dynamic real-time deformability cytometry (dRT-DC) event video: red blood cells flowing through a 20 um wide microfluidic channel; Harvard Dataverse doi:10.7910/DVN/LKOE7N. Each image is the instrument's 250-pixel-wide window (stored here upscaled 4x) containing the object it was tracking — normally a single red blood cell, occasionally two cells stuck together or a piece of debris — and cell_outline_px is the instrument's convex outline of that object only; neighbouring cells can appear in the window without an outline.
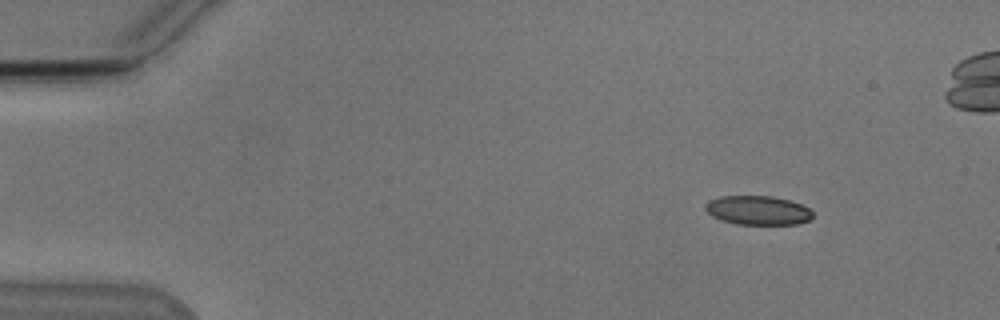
{"species": "Egyptian fruit bat (a non-hibernating species)", "species_latin": "Rousettus aegyptiacus", "temperature_condition": "cold", "stored_images_in_passage": 16, "camera_frame_rate_fps": 3000, "um_per_image_px": 0.085, "animal": {"sex": "male"}, "frame": {"image": 1, "passage_image": 6, "time_ms": 1.667, "image_size_px": [1000, 320], "cell_outline_px": [[812, 216], [808, 220], [800, 224], [736, 224], [712, 216], [704, 208], [704, 204], [708, 200], [720, 196], [772, 196], [788, 200], [800, 204], [808, 208], [812, 212]], "centroid_in_image_um": [64.39, 17.87], "position_along_channel_um": 20.6, "area_um2": 18.09}}